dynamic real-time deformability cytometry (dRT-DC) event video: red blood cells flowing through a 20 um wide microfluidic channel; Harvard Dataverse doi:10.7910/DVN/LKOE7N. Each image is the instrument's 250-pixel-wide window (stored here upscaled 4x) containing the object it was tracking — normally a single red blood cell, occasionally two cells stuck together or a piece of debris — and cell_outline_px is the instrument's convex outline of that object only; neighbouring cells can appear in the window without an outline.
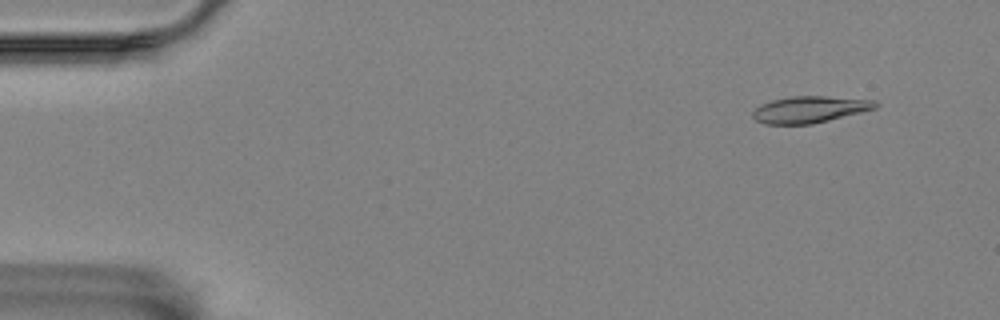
{"species": "Egyptian fruit bat (a non-hibernating species)", "species_latin": "Rousettus aegyptiacus", "temperature_condition": "room temperature", "stored_images_in_passage": 11, "camera_frame_rate_fps": 3000, "um_per_image_px": 0.085, "animal": {"sex": "female"}, "frame": {"image": 1, "passage_image": 5, "time_ms": 1.333, "image_size_px": [1000, 320], "cell_outline_px": [[880, 104], [876, 108], [812, 124], [764, 124], [756, 120], [752, 116], [752, 112], [760, 104], [772, 100], [792, 96], [824, 96], [876, 100]], "centroid_in_image_um": [68.81, 9.3], "position_along_channel_um": 16.2, "area_um2": 18.96}}